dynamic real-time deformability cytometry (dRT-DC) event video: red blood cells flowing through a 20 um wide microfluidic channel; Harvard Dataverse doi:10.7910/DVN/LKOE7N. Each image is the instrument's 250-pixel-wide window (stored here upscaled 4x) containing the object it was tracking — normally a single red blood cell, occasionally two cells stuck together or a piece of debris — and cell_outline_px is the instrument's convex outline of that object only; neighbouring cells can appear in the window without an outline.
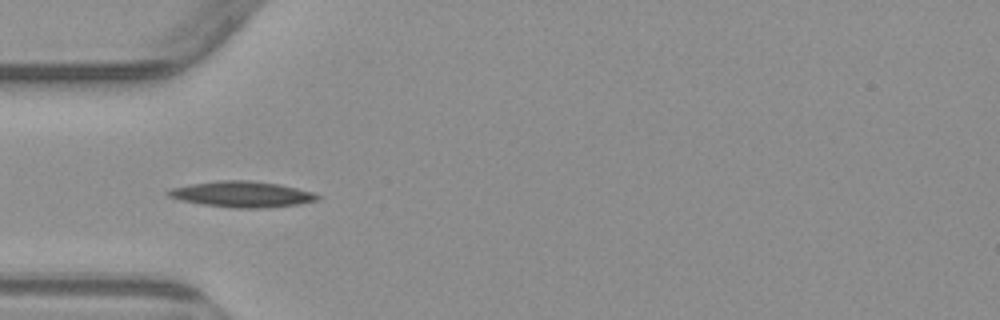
{"species": "common noctule bat (a hibernating species)", "species_latin": "Nyctalus noctula", "temperature_condition": "warm", "stored_images_in_passage": 5, "camera_frame_rate_fps": 3000, "um_per_image_px": 0.085, "animal": {"sex": "male", "body_mass_g": 23.1, "forearm_length_mm": 52.7}, "frame": {"image": 1, "passage_image": 3, "time_ms": 2.333, "image_size_px": [1000, 320], "cell_outline_px": [[320, 200], [296, 204], [264, 208], [232, 208], [204, 204], [184, 200], [168, 196], [164, 192], [172, 188], [192, 184], [220, 180], [252, 180], [280, 184], [312, 192], [320, 196]], "centroid_in_image_um": [20.6, 16.5], "position_along_channel_um": 64.4, "area_um2": 22.31}}
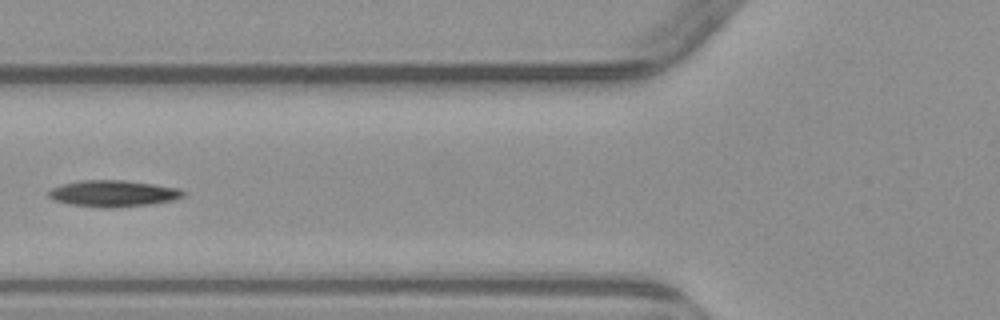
{"frame": {"image": 2, "passage_image": 4, "time_ms": 3.667, "image_size_px": [1000, 320], "cell_outline_px": [[188, 192], [184, 196], [176, 200], [152, 204], [116, 208], [100, 208], [68, 204], [52, 200], [48, 196], [48, 192], [52, 188], [64, 184], [80, 180], [124, 180], [180, 188]], "centroid_in_image_um": [9.66, 16.46], "position_along_channel_um": 116.1, "area_um2": 21.1}}
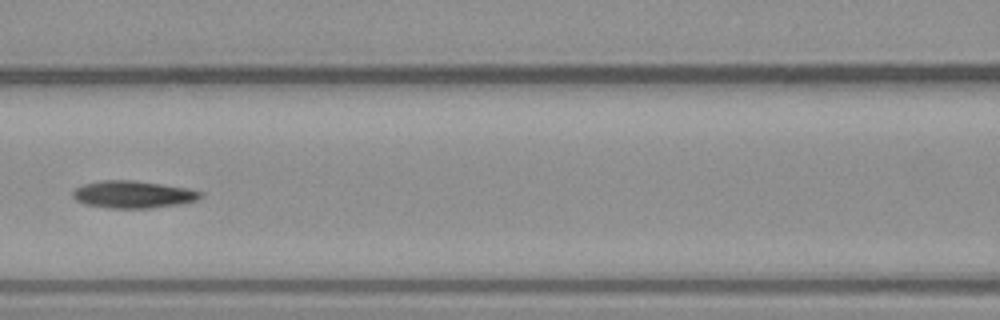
{"frame": {"image": 3, "passage_image": 5, "time_ms": 4.667, "image_size_px": [1000, 320], "cell_outline_px": [[204, 196], [196, 200], [180, 204], [152, 208], [108, 208], [84, 204], [76, 200], [72, 196], [72, 192], [76, 188], [84, 184], [100, 180], [132, 180], [188, 188], [204, 192]], "centroid_in_image_um": [11.32, 16.53], "position_along_channel_um": 155.3, "area_um2": 20.4}}